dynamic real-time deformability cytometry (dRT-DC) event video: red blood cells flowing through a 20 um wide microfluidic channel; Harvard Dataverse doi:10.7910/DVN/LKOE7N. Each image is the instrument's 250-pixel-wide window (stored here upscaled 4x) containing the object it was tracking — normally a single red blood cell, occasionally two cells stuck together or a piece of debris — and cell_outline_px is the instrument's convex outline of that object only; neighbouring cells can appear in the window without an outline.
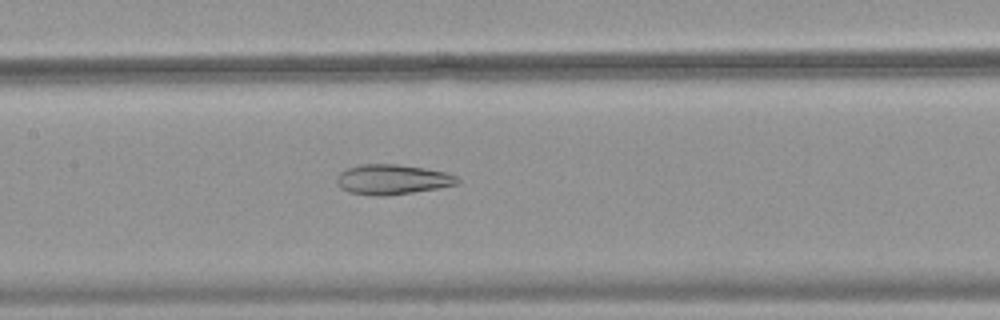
{"species": "common noctule bat (a hibernating species)", "species_latin": "Nyctalus noctula", "temperature_condition": "warm", "stored_images_in_passage": 38, "camera_frame_rate_fps": 3000, "um_per_image_px": 0.085, "animal": {"sex": "female", "body_mass_g": 18.4}, "frame": {"image": 1, "passage_image": 12, "time_ms": 3.667, "image_size_px": [1000, 320], "cell_outline_px": [[460, 180], [456, 184], [440, 188], [384, 196], [376, 196], [348, 192], [340, 188], [336, 180], [340, 172], [348, 168], [360, 164], [396, 164], [424, 168], [448, 172], [456, 176]], "centroid_in_image_um": [33.35, 15.25], "position_along_channel_um": 174.1, "area_um2": 21.1}}
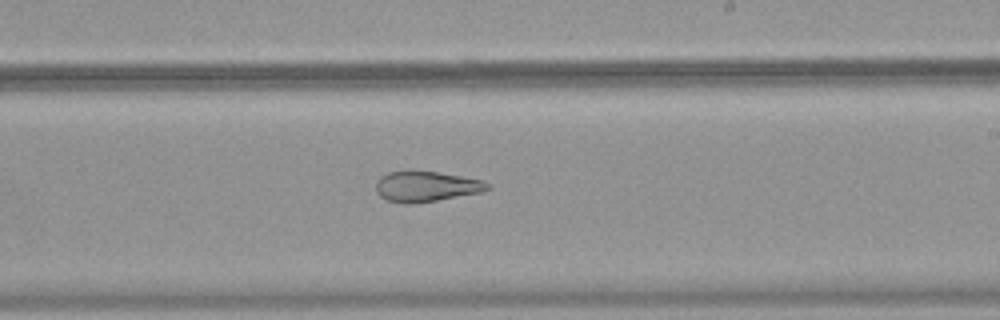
{"frame": {"image": 2, "passage_image": 18, "time_ms": 5.667, "image_size_px": [1000, 320], "cell_outline_px": [[492, 188], [480, 192], [436, 200], [412, 204], [400, 204], [388, 200], [380, 196], [376, 192], [376, 180], [380, 176], [388, 172], [408, 168], [412, 168], [460, 176], [480, 180], [492, 184]], "centroid_in_image_um": [36.15, 15.82], "position_along_channel_um": 252.8, "area_um2": 20.29}}
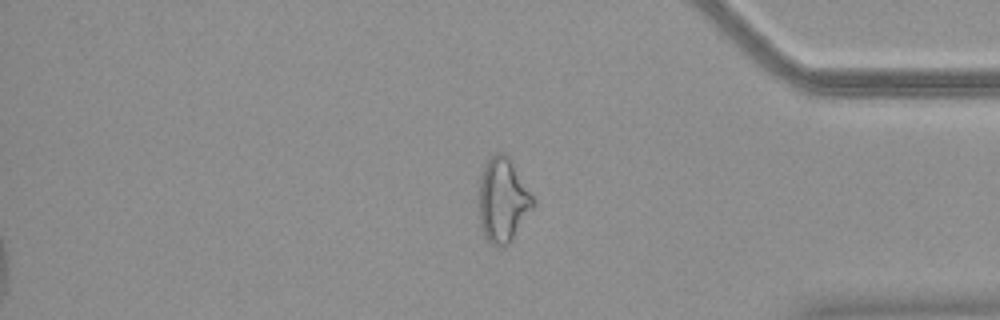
{"frame": {"image": 3, "passage_image": 30, "time_ms": 9.667, "image_size_px": [1000, 320], "cell_outline_px": [[536, 204], [512, 240], [508, 244], [496, 248], [484, 236], [480, 224], [480, 176], [484, 164], [496, 152], [504, 152], [508, 156], [536, 200]], "centroid_in_image_um": [42.76, 17.02], "position_along_channel_um": 392.4, "area_um2": 26.59}}